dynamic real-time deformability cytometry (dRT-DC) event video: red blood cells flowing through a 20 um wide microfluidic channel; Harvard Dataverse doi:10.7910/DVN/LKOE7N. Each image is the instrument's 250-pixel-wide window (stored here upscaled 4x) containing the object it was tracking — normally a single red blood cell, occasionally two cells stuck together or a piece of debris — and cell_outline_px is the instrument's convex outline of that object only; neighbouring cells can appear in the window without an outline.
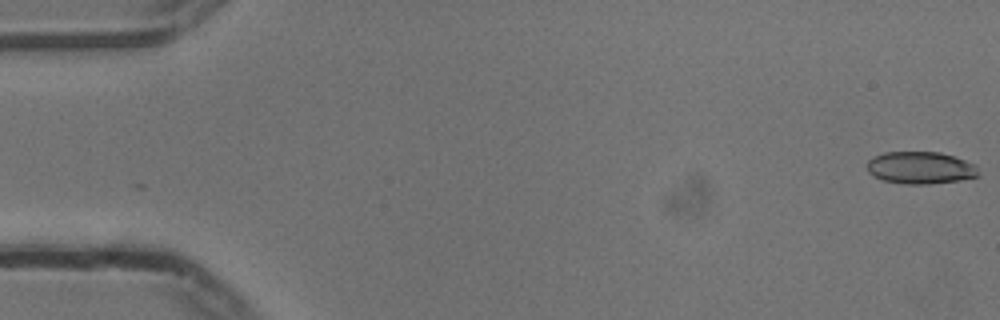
{"species": "common noctule bat (a hibernating species)", "species_latin": "Nyctalus noctula", "temperature_condition": "cold", "stored_images_in_passage": 52, "camera_frame_rate_fps": 3000, "um_per_image_px": 0.085, "animal": {"sex": "male", "body_mass_g": 13.3}, "frame": {"image": 1, "passage_image": 1, "time_ms": 0.0, "image_size_px": [1000, 320], "cell_outline_px": [[980, 176], [960, 180], [928, 184], [904, 184], [884, 180], [872, 176], [868, 172], [868, 160], [872, 156], [884, 152], [940, 152], [976, 164]], "centroid_in_image_um": [78.23, 14.26], "position_along_channel_um": 6.8, "area_um2": 21.04}}
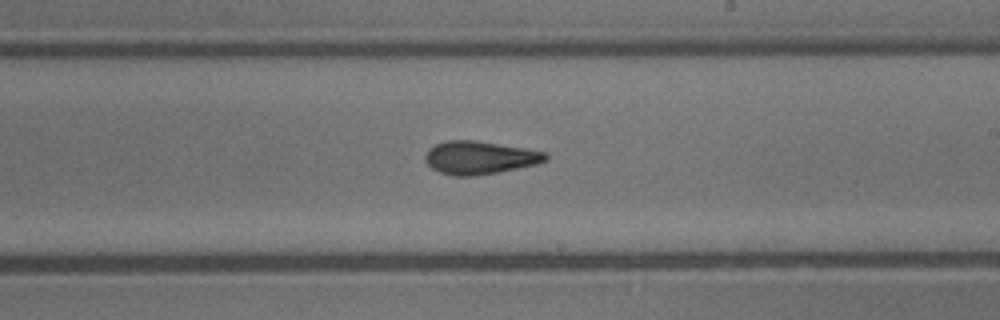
{"frame": {"image": 2, "passage_image": 32, "time_ms": 10.333, "image_size_px": [1000, 320], "cell_outline_px": [[548, 160], [536, 164], [496, 172], [472, 176], [456, 176], [440, 172], [432, 168], [424, 160], [424, 156], [428, 148], [436, 144], [448, 140], [472, 140], [524, 148], [548, 152]], "centroid_in_image_um": [40.76, 13.39], "position_along_channel_um": 248.2, "area_um2": 23.0}}
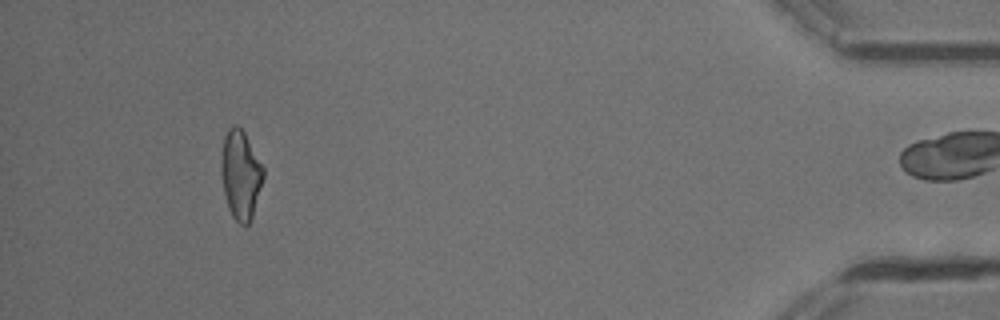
{"frame": {"image": 3, "passage_image": 51, "time_ms": 16.667, "image_size_px": [1000, 320], "cell_outline_px": [[264, 176], [252, 216], [248, 224], [240, 224], [232, 216], [228, 208], [224, 196], [220, 172], [220, 160], [224, 136], [228, 128], [232, 124], [236, 124], [244, 132], [264, 168]], "centroid_in_image_um": [20.42, 14.83], "position_along_channel_um": 414.8, "area_um2": 21.91}, "authors_computed_cell_mechanics": {"area_um2": 22.253, "velocity_mm_per_s": 3.7561, "shape_relaxation_time_tau1_ms": 9.7905, "shape_relaxation_time_tau2_ms": 2.5572, "deformation_change_tau1": 0.2378, "deformation_change_tau2": 0.0945}}